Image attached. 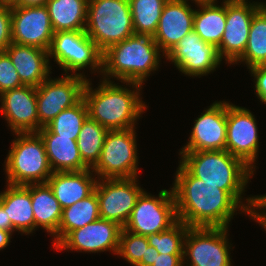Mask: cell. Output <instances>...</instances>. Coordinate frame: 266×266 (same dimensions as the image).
<instances>
[{
    "label": "cell",
    "instance_id": "1",
    "mask_svg": "<svg viewBox=\"0 0 266 266\" xmlns=\"http://www.w3.org/2000/svg\"><path fill=\"white\" fill-rule=\"evenodd\" d=\"M175 175L177 218L188 227L228 228L237 211L247 213L225 190L194 177L180 162Z\"/></svg>",
    "mask_w": 266,
    "mask_h": 266
},
{
    "label": "cell",
    "instance_id": "2",
    "mask_svg": "<svg viewBox=\"0 0 266 266\" xmlns=\"http://www.w3.org/2000/svg\"><path fill=\"white\" fill-rule=\"evenodd\" d=\"M118 84L101 79L99 86L93 90L88 79L83 92L88 116L108 131L136 128L137 119L147 109L140 96L142 84L126 82V86L130 85L133 90Z\"/></svg>",
    "mask_w": 266,
    "mask_h": 266
},
{
    "label": "cell",
    "instance_id": "3",
    "mask_svg": "<svg viewBox=\"0 0 266 266\" xmlns=\"http://www.w3.org/2000/svg\"><path fill=\"white\" fill-rule=\"evenodd\" d=\"M179 155L180 163L194 177L225 190L246 212L248 211L253 196L245 199L247 204L241 200L254 171L242 160L227 150L180 151Z\"/></svg>",
    "mask_w": 266,
    "mask_h": 266
},
{
    "label": "cell",
    "instance_id": "4",
    "mask_svg": "<svg viewBox=\"0 0 266 266\" xmlns=\"http://www.w3.org/2000/svg\"><path fill=\"white\" fill-rule=\"evenodd\" d=\"M161 50L150 35L134 34L110 46L102 55V79L144 84L157 71Z\"/></svg>",
    "mask_w": 266,
    "mask_h": 266
},
{
    "label": "cell",
    "instance_id": "5",
    "mask_svg": "<svg viewBox=\"0 0 266 266\" xmlns=\"http://www.w3.org/2000/svg\"><path fill=\"white\" fill-rule=\"evenodd\" d=\"M5 158L6 182L12 185L47 183L53 171L38 132L15 133Z\"/></svg>",
    "mask_w": 266,
    "mask_h": 266
},
{
    "label": "cell",
    "instance_id": "6",
    "mask_svg": "<svg viewBox=\"0 0 266 266\" xmlns=\"http://www.w3.org/2000/svg\"><path fill=\"white\" fill-rule=\"evenodd\" d=\"M85 32L102 53L134 35L129 0H89Z\"/></svg>",
    "mask_w": 266,
    "mask_h": 266
},
{
    "label": "cell",
    "instance_id": "7",
    "mask_svg": "<svg viewBox=\"0 0 266 266\" xmlns=\"http://www.w3.org/2000/svg\"><path fill=\"white\" fill-rule=\"evenodd\" d=\"M102 55L85 30L54 32L48 49L49 60L53 58L65 74L70 71V75L84 78L80 70L88 66L92 73L102 74Z\"/></svg>",
    "mask_w": 266,
    "mask_h": 266
},
{
    "label": "cell",
    "instance_id": "8",
    "mask_svg": "<svg viewBox=\"0 0 266 266\" xmlns=\"http://www.w3.org/2000/svg\"><path fill=\"white\" fill-rule=\"evenodd\" d=\"M135 129L107 132L100 159L92 168L97 179L137 177L139 158Z\"/></svg>",
    "mask_w": 266,
    "mask_h": 266
},
{
    "label": "cell",
    "instance_id": "9",
    "mask_svg": "<svg viewBox=\"0 0 266 266\" xmlns=\"http://www.w3.org/2000/svg\"><path fill=\"white\" fill-rule=\"evenodd\" d=\"M178 221L172 188L162 189L158 196L143 191L123 227L132 233L148 236L169 229Z\"/></svg>",
    "mask_w": 266,
    "mask_h": 266
},
{
    "label": "cell",
    "instance_id": "10",
    "mask_svg": "<svg viewBox=\"0 0 266 266\" xmlns=\"http://www.w3.org/2000/svg\"><path fill=\"white\" fill-rule=\"evenodd\" d=\"M228 236V228L188 227L183 264L187 260L186 266H233Z\"/></svg>",
    "mask_w": 266,
    "mask_h": 266
},
{
    "label": "cell",
    "instance_id": "11",
    "mask_svg": "<svg viewBox=\"0 0 266 266\" xmlns=\"http://www.w3.org/2000/svg\"><path fill=\"white\" fill-rule=\"evenodd\" d=\"M87 78L65 74L64 77L50 76L36 87L39 130L52 121L61 111L83 99Z\"/></svg>",
    "mask_w": 266,
    "mask_h": 266
},
{
    "label": "cell",
    "instance_id": "12",
    "mask_svg": "<svg viewBox=\"0 0 266 266\" xmlns=\"http://www.w3.org/2000/svg\"><path fill=\"white\" fill-rule=\"evenodd\" d=\"M138 176L134 178L97 179L95 191L102 219L113 221L122 228L127 223L137 198L144 191Z\"/></svg>",
    "mask_w": 266,
    "mask_h": 266
},
{
    "label": "cell",
    "instance_id": "13",
    "mask_svg": "<svg viewBox=\"0 0 266 266\" xmlns=\"http://www.w3.org/2000/svg\"><path fill=\"white\" fill-rule=\"evenodd\" d=\"M264 4L248 0H226V25L217 47L221 60L235 64L243 55L253 16Z\"/></svg>",
    "mask_w": 266,
    "mask_h": 266
},
{
    "label": "cell",
    "instance_id": "14",
    "mask_svg": "<svg viewBox=\"0 0 266 266\" xmlns=\"http://www.w3.org/2000/svg\"><path fill=\"white\" fill-rule=\"evenodd\" d=\"M256 118L249 109L227 102L226 147L231 155L255 171L259 136Z\"/></svg>",
    "mask_w": 266,
    "mask_h": 266
},
{
    "label": "cell",
    "instance_id": "15",
    "mask_svg": "<svg viewBox=\"0 0 266 266\" xmlns=\"http://www.w3.org/2000/svg\"><path fill=\"white\" fill-rule=\"evenodd\" d=\"M164 57L186 76L199 78L215 71L222 61L217 48L203 41L194 30L186 34Z\"/></svg>",
    "mask_w": 266,
    "mask_h": 266
},
{
    "label": "cell",
    "instance_id": "16",
    "mask_svg": "<svg viewBox=\"0 0 266 266\" xmlns=\"http://www.w3.org/2000/svg\"><path fill=\"white\" fill-rule=\"evenodd\" d=\"M12 43L48 51L54 30L46 6H11Z\"/></svg>",
    "mask_w": 266,
    "mask_h": 266
},
{
    "label": "cell",
    "instance_id": "17",
    "mask_svg": "<svg viewBox=\"0 0 266 266\" xmlns=\"http://www.w3.org/2000/svg\"><path fill=\"white\" fill-rule=\"evenodd\" d=\"M122 227L102 218L70 231L55 247L56 250L99 253L112 251L117 254Z\"/></svg>",
    "mask_w": 266,
    "mask_h": 266
},
{
    "label": "cell",
    "instance_id": "18",
    "mask_svg": "<svg viewBox=\"0 0 266 266\" xmlns=\"http://www.w3.org/2000/svg\"><path fill=\"white\" fill-rule=\"evenodd\" d=\"M227 101H215L194 121L189 140L181 151L225 150Z\"/></svg>",
    "mask_w": 266,
    "mask_h": 266
},
{
    "label": "cell",
    "instance_id": "19",
    "mask_svg": "<svg viewBox=\"0 0 266 266\" xmlns=\"http://www.w3.org/2000/svg\"><path fill=\"white\" fill-rule=\"evenodd\" d=\"M1 114L15 133L39 131L36 87L23 85L0 95Z\"/></svg>",
    "mask_w": 266,
    "mask_h": 266
},
{
    "label": "cell",
    "instance_id": "20",
    "mask_svg": "<svg viewBox=\"0 0 266 266\" xmlns=\"http://www.w3.org/2000/svg\"><path fill=\"white\" fill-rule=\"evenodd\" d=\"M195 9L188 0H168L162 10L155 34L152 36L165 56L193 30Z\"/></svg>",
    "mask_w": 266,
    "mask_h": 266
},
{
    "label": "cell",
    "instance_id": "21",
    "mask_svg": "<svg viewBox=\"0 0 266 266\" xmlns=\"http://www.w3.org/2000/svg\"><path fill=\"white\" fill-rule=\"evenodd\" d=\"M5 52L9 55L24 85L38 87L50 75L48 51L17 43H11Z\"/></svg>",
    "mask_w": 266,
    "mask_h": 266
},
{
    "label": "cell",
    "instance_id": "22",
    "mask_svg": "<svg viewBox=\"0 0 266 266\" xmlns=\"http://www.w3.org/2000/svg\"><path fill=\"white\" fill-rule=\"evenodd\" d=\"M92 169L79 172H53L47 183L62 209L89 196L95 189L97 177Z\"/></svg>",
    "mask_w": 266,
    "mask_h": 266
},
{
    "label": "cell",
    "instance_id": "23",
    "mask_svg": "<svg viewBox=\"0 0 266 266\" xmlns=\"http://www.w3.org/2000/svg\"><path fill=\"white\" fill-rule=\"evenodd\" d=\"M40 134L53 172H79L90 169L82 160L77 141L72 137H60L42 127Z\"/></svg>",
    "mask_w": 266,
    "mask_h": 266
},
{
    "label": "cell",
    "instance_id": "24",
    "mask_svg": "<svg viewBox=\"0 0 266 266\" xmlns=\"http://www.w3.org/2000/svg\"><path fill=\"white\" fill-rule=\"evenodd\" d=\"M6 189L0 193L3 209L10 218L12 227L21 234H31L35 231L30 184L12 185L6 183Z\"/></svg>",
    "mask_w": 266,
    "mask_h": 266
},
{
    "label": "cell",
    "instance_id": "25",
    "mask_svg": "<svg viewBox=\"0 0 266 266\" xmlns=\"http://www.w3.org/2000/svg\"><path fill=\"white\" fill-rule=\"evenodd\" d=\"M35 229L42 227L54 236L62 218V207L48 183L30 184Z\"/></svg>",
    "mask_w": 266,
    "mask_h": 266
},
{
    "label": "cell",
    "instance_id": "26",
    "mask_svg": "<svg viewBox=\"0 0 266 266\" xmlns=\"http://www.w3.org/2000/svg\"><path fill=\"white\" fill-rule=\"evenodd\" d=\"M195 4L199 9H195L193 30L203 41L217 48L226 25V0H223L221 6L217 1Z\"/></svg>",
    "mask_w": 266,
    "mask_h": 266
},
{
    "label": "cell",
    "instance_id": "27",
    "mask_svg": "<svg viewBox=\"0 0 266 266\" xmlns=\"http://www.w3.org/2000/svg\"><path fill=\"white\" fill-rule=\"evenodd\" d=\"M89 0H47L54 32L85 30Z\"/></svg>",
    "mask_w": 266,
    "mask_h": 266
},
{
    "label": "cell",
    "instance_id": "28",
    "mask_svg": "<svg viewBox=\"0 0 266 266\" xmlns=\"http://www.w3.org/2000/svg\"><path fill=\"white\" fill-rule=\"evenodd\" d=\"M100 217L99 203L94 190L86 198L64 208L57 233L53 236L55 247L70 231L79 229L98 220Z\"/></svg>",
    "mask_w": 266,
    "mask_h": 266
},
{
    "label": "cell",
    "instance_id": "29",
    "mask_svg": "<svg viewBox=\"0 0 266 266\" xmlns=\"http://www.w3.org/2000/svg\"><path fill=\"white\" fill-rule=\"evenodd\" d=\"M237 62L248 69L266 65V2L253 16L246 49Z\"/></svg>",
    "mask_w": 266,
    "mask_h": 266
},
{
    "label": "cell",
    "instance_id": "30",
    "mask_svg": "<svg viewBox=\"0 0 266 266\" xmlns=\"http://www.w3.org/2000/svg\"><path fill=\"white\" fill-rule=\"evenodd\" d=\"M108 130L89 116L82 125L77 137V146L83 162L93 168L99 161L104 139Z\"/></svg>",
    "mask_w": 266,
    "mask_h": 266
},
{
    "label": "cell",
    "instance_id": "31",
    "mask_svg": "<svg viewBox=\"0 0 266 266\" xmlns=\"http://www.w3.org/2000/svg\"><path fill=\"white\" fill-rule=\"evenodd\" d=\"M168 0H129L135 34L153 36Z\"/></svg>",
    "mask_w": 266,
    "mask_h": 266
},
{
    "label": "cell",
    "instance_id": "32",
    "mask_svg": "<svg viewBox=\"0 0 266 266\" xmlns=\"http://www.w3.org/2000/svg\"><path fill=\"white\" fill-rule=\"evenodd\" d=\"M88 117V108L84 99L76 105L61 111L45 127L60 137H72L77 140L83 123Z\"/></svg>",
    "mask_w": 266,
    "mask_h": 266
},
{
    "label": "cell",
    "instance_id": "33",
    "mask_svg": "<svg viewBox=\"0 0 266 266\" xmlns=\"http://www.w3.org/2000/svg\"><path fill=\"white\" fill-rule=\"evenodd\" d=\"M187 230L188 226L178 220L169 229L148 235L147 239L149 245L155 247L159 254H183Z\"/></svg>",
    "mask_w": 266,
    "mask_h": 266
},
{
    "label": "cell",
    "instance_id": "34",
    "mask_svg": "<svg viewBox=\"0 0 266 266\" xmlns=\"http://www.w3.org/2000/svg\"><path fill=\"white\" fill-rule=\"evenodd\" d=\"M148 245L147 236L138 235L122 228L117 255L123 257L131 265H136L142 257H145Z\"/></svg>",
    "mask_w": 266,
    "mask_h": 266
},
{
    "label": "cell",
    "instance_id": "35",
    "mask_svg": "<svg viewBox=\"0 0 266 266\" xmlns=\"http://www.w3.org/2000/svg\"><path fill=\"white\" fill-rule=\"evenodd\" d=\"M23 85L9 55L5 51H0V95Z\"/></svg>",
    "mask_w": 266,
    "mask_h": 266
},
{
    "label": "cell",
    "instance_id": "36",
    "mask_svg": "<svg viewBox=\"0 0 266 266\" xmlns=\"http://www.w3.org/2000/svg\"><path fill=\"white\" fill-rule=\"evenodd\" d=\"M11 43V6L0 4V51H5Z\"/></svg>",
    "mask_w": 266,
    "mask_h": 266
},
{
    "label": "cell",
    "instance_id": "37",
    "mask_svg": "<svg viewBox=\"0 0 266 266\" xmlns=\"http://www.w3.org/2000/svg\"><path fill=\"white\" fill-rule=\"evenodd\" d=\"M249 71L254 77L256 96L262 103L266 104V65L254 66Z\"/></svg>",
    "mask_w": 266,
    "mask_h": 266
},
{
    "label": "cell",
    "instance_id": "38",
    "mask_svg": "<svg viewBox=\"0 0 266 266\" xmlns=\"http://www.w3.org/2000/svg\"><path fill=\"white\" fill-rule=\"evenodd\" d=\"M247 215H249L248 217L252 218L255 222L259 223V225H261L266 231V206L256 196H253L250 201Z\"/></svg>",
    "mask_w": 266,
    "mask_h": 266
},
{
    "label": "cell",
    "instance_id": "39",
    "mask_svg": "<svg viewBox=\"0 0 266 266\" xmlns=\"http://www.w3.org/2000/svg\"><path fill=\"white\" fill-rule=\"evenodd\" d=\"M152 266H184L183 254H159L156 251L155 262Z\"/></svg>",
    "mask_w": 266,
    "mask_h": 266
},
{
    "label": "cell",
    "instance_id": "40",
    "mask_svg": "<svg viewBox=\"0 0 266 266\" xmlns=\"http://www.w3.org/2000/svg\"><path fill=\"white\" fill-rule=\"evenodd\" d=\"M156 251L157 249L155 247L148 245L146 248L145 257H142L138 265L152 266L155 262Z\"/></svg>",
    "mask_w": 266,
    "mask_h": 266
},
{
    "label": "cell",
    "instance_id": "41",
    "mask_svg": "<svg viewBox=\"0 0 266 266\" xmlns=\"http://www.w3.org/2000/svg\"><path fill=\"white\" fill-rule=\"evenodd\" d=\"M0 229L14 232L10 218L7 216V212L3 209V203L0 201Z\"/></svg>",
    "mask_w": 266,
    "mask_h": 266
},
{
    "label": "cell",
    "instance_id": "42",
    "mask_svg": "<svg viewBox=\"0 0 266 266\" xmlns=\"http://www.w3.org/2000/svg\"><path fill=\"white\" fill-rule=\"evenodd\" d=\"M46 3H47V0H18L12 6L34 7V6H44Z\"/></svg>",
    "mask_w": 266,
    "mask_h": 266
},
{
    "label": "cell",
    "instance_id": "43",
    "mask_svg": "<svg viewBox=\"0 0 266 266\" xmlns=\"http://www.w3.org/2000/svg\"><path fill=\"white\" fill-rule=\"evenodd\" d=\"M12 232L0 229V250L5 249L11 242Z\"/></svg>",
    "mask_w": 266,
    "mask_h": 266
},
{
    "label": "cell",
    "instance_id": "44",
    "mask_svg": "<svg viewBox=\"0 0 266 266\" xmlns=\"http://www.w3.org/2000/svg\"><path fill=\"white\" fill-rule=\"evenodd\" d=\"M18 0H1L2 5H9L12 6L14 5Z\"/></svg>",
    "mask_w": 266,
    "mask_h": 266
},
{
    "label": "cell",
    "instance_id": "45",
    "mask_svg": "<svg viewBox=\"0 0 266 266\" xmlns=\"http://www.w3.org/2000/svg\"><path fill=\"white\" fill-rule=\"evenodd\" d=\"M265 206H266V195L263 194V195H257L256 196Z\"/></svg>",
    "mask_w": 266,
    "mask_h": 266
},
{
    "label": "cell",
    "instance_id": "46",
    "mask_svg": "<svg viewBox=\"0 0 266 266\" xmlns=\"http://www.w3.org/2000/svg\"><path fill=\"white\" fill-rule=\"evenodd\" d=\"M191 1H193V3H196V2H210V1H217V0H191Z\"/></svg>",
    "mask_w": 266,
    "mask_h": 266
}]
</instances>
